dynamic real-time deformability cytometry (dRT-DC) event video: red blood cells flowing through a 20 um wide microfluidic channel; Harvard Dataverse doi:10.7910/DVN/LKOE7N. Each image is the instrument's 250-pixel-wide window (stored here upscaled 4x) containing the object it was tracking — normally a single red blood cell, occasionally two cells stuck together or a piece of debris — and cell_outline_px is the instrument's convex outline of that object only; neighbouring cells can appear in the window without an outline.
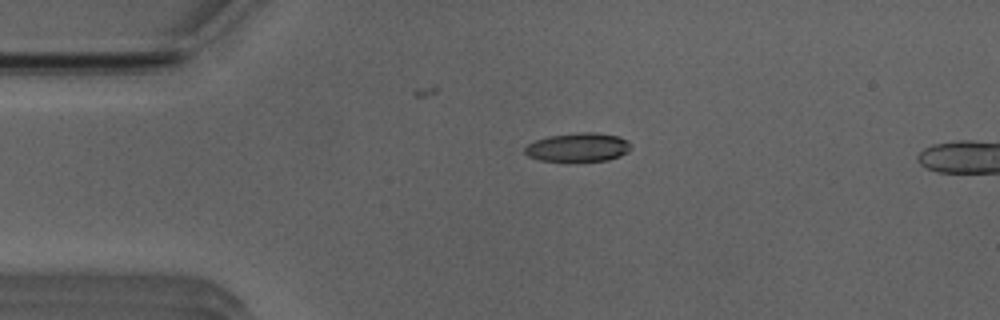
{"species": "Egyptian fruit bat (a non-hibernating species)", "species_latin": "Rousettus aegyptiacus", "temperature_condition": "room temperature", "stored_images_in_passage": 13, "camera_frame_rate_fps": 3000, "um_per_image_px": 0.085, "animal": {"sex": "male"}, "frame": {"image": 1, "passage_image": 11, "time_ms": 3.333, "image_size_px": [1000, 320], "cell_outline_px": [[632, 148], [628, 152], [620, 156], [608, 160], [568, 164], [540, 160], [528, 156], [524, 152], [524, 148], [528, 144], [536, 140], [548, 136], [576, 132], [596, 132], [620, 136], [628, 140], [632, 144]], "centroid_in_image_um": [49.16, 12.55], "position_along_channel_um": 35.8, "area_um2": 18.79}}